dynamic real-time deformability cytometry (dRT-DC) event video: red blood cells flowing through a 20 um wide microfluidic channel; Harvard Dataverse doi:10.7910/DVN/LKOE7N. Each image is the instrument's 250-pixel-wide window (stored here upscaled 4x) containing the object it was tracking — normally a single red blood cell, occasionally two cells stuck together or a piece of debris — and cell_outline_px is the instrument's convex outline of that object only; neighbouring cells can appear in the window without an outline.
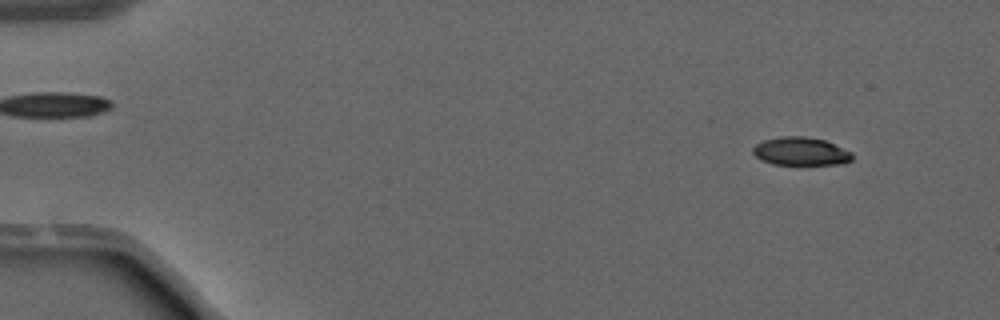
{"species": "common noctule bat (a hibernating species)", "species_latin": "Nyctalus noctula", "temperature_condition": "warm", "stored_images_in_passage": 48, "camera_frame_rate_fps": 3000, "um_per_image_px": 0.085, "animal": {"sex": "male", "forearm_length_mm": 52.5}, "frame": {"image": 1, "passage_image": 2, "time_ms": 0.333, "image_size_px": [1000, 320], "cell_outline_px": [[852, 160], [844, 164], [772, 164], [760, 160], [752, 152], [752, 148], [756, 144], [764, 140], [780, 136], [808, 136], [824, 140], [852, 152]], "centroid_in_image_um": [68.05, 12.86], "position_along_channel_um": 17.0, "area_um2": 16.36}}
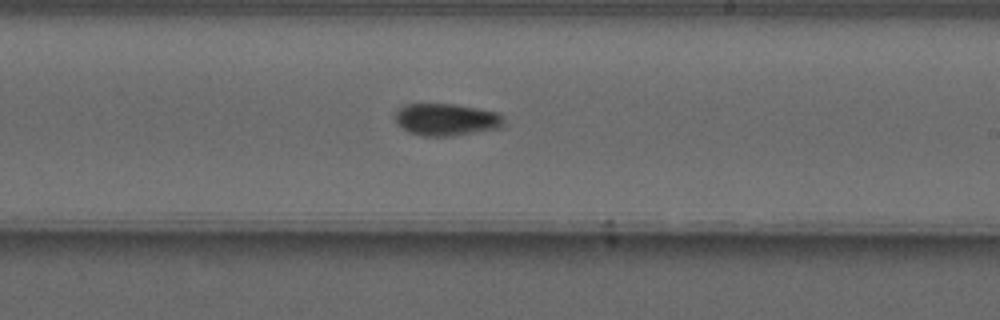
{"frame": {"image": 2, "passage_image": 28, "time_ms": 9.0, "image_size_px": [1000, 320], "cell_outline_px": [[504, 124], [496, 128], [452, 136], [424, 136], [408, 132], [400, 128], [396, 124], [396, 112], [400, 108], [408, 104], [456, 104], [500, 112], [504, 116]], "centroid_in_image_um": [37.94, 10.16], "position_along_channel_um": 251.1, "area_um2": 20.4}}
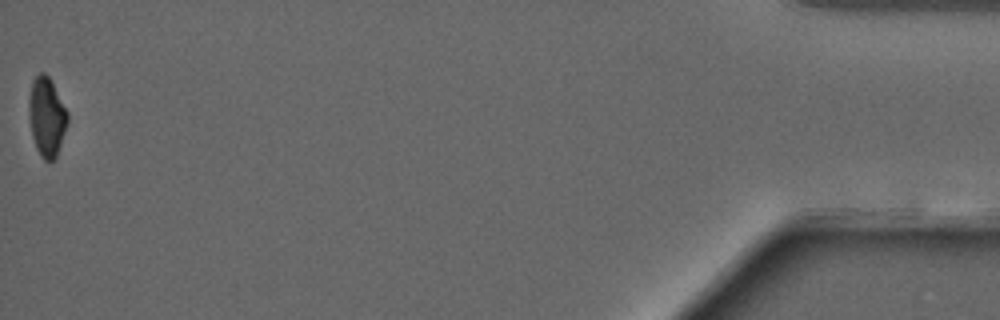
{"frame": {"image": 3, "passage_image": 48, "time_ms": 15.667, "image_size_px": [1000, 320], "cell_outline_px": [[68, 120], [56, 156], [52, 160], [44, 160], [40, 156], [36, 148], [32, 136], [28, 116], [28, 100], [32, 80], [40, 72], [44, 72], [52, 80], [68, 112]], "centroid_in_image_um": [3.95, 9.88], "position_along_channel_um": 431.3, "area_um2": 17.92}}